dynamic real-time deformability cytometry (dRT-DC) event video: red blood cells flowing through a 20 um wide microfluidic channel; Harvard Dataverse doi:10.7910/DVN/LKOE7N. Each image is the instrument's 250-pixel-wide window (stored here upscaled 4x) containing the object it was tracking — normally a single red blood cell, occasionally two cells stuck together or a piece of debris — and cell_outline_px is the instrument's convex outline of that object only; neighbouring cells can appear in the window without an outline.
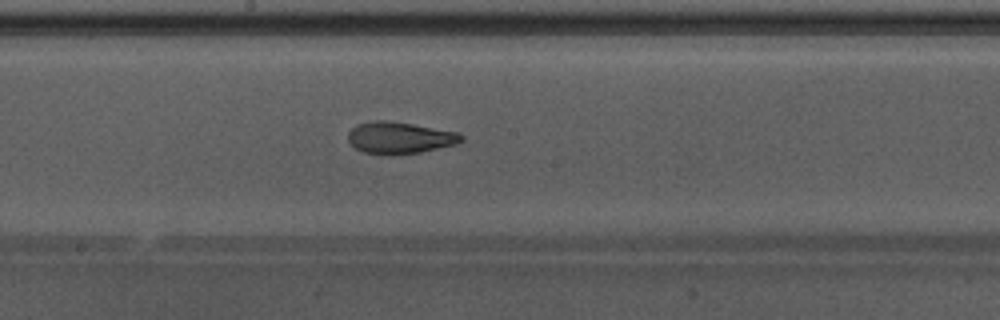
{"species": "Egyptian fruit bat (a non-hibernating species)", "species_latin": "Rousettus aegyptiacus", "temperature_condition": "warm", "stored_images_in_passage": 41, "camera_frame_rate_fps": 3000, "um_per_image_px": 0.085, "animal": {"sex": "male"}, "frame": {"image": 1, "passage_image": 24, "time_ms": 7.667, "image_size_px": [1000, 320], "cell_outline_px": [[464, 140], [456, 144], [420, 152], [364, 152], [356, 148], [348, 140], [348, 132], [356, 124], [372, 120], [388, 120], [412, 124], [456, 132], [464, 136]], "centroid_in_image_um": [33.97, 11.66], "position_along_channel_um": 214.2, "area_um2": 20.23}, "authors_computed_cell_mechanics": {"area_um2": 21.5594, "velocity_mm_per_s": 3.8979, "shape_relaxation_time_tau1_ms": null, "shape_relaxation_time_tau2_ms": 2.7504, "deformation_change_tau1": null, "deformation_change_tau2": 0.1087}}